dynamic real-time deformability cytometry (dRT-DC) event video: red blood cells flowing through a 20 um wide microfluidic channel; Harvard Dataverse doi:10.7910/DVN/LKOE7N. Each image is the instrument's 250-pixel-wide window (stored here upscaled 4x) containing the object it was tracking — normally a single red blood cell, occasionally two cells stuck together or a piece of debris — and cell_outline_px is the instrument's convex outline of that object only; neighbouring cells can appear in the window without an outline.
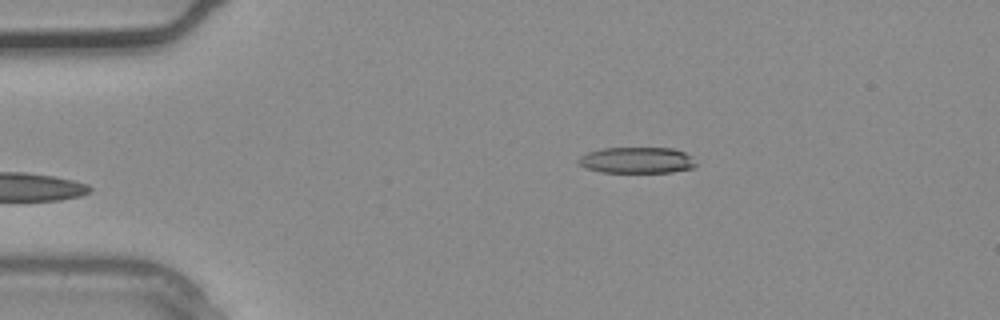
{"species": "common noctule bat (a hibernating species)", "species_latin": "Nyctalus noctula", "temperature_condition": "warm", "stored_images_in_passage": 2, "camera_frame_rate_fps": 3000, "um_per_image_px": 0.085, "animal": {"sex": "male", "body_mass_g": 20.4}, "frame": {"image": 1, "passage_image": 1, "time_ms": 0.0, "image_size_px": [1000, 320], "cell_outline_px": [[696, 164], [692, 168], [672, 172], [600, 172], [588, 168], [580, 164], [576, 160], [580, 156], [588, 152], [604, 148], [672, 148], [684, 152], [692, 156]], "centroid_in_image_um": [54.14, 13.61], "position_along_channel_um": 30.9, "area_um2": 17.8}}